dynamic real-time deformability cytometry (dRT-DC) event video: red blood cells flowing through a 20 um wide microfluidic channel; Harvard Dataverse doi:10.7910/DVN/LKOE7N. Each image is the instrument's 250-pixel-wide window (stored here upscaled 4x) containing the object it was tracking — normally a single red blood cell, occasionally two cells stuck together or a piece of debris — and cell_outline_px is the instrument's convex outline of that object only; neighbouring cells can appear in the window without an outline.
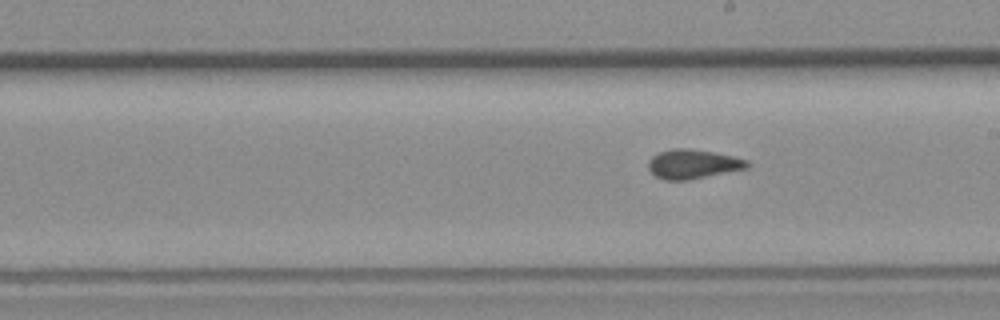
{"species": "common noctule bat (a hibernating species)", "species_latin": "Nyctalus noctula", "temperature_condition": "room temperature", "stored_images_in_passage": 11, "segment_of_instrument_passage": [2, 2], "camera_frame_rate_fps": 3000, "um_per_image_px": 0.085, "animal": {"sex": "female", "body_mass_g": 19.3, "forearm_length_mm": 54.1}, "frame": {"image": 1, "passage_image": 11, "time_ms": 12.333, "image_size_px": [1000, 320], "cell_outline_px": [[748, 168], [688, 180], [664, 180], [656, 176], [648, 168], [648, 160], [652, 156], [660, 152], [672, 148], [688, 148], [712, 152], [732, 156], [748, 160]], "centroid_in_image_um": [58.87, 13.94], "position_along_channel_um": 230.1, "area_um2": 16.76}}